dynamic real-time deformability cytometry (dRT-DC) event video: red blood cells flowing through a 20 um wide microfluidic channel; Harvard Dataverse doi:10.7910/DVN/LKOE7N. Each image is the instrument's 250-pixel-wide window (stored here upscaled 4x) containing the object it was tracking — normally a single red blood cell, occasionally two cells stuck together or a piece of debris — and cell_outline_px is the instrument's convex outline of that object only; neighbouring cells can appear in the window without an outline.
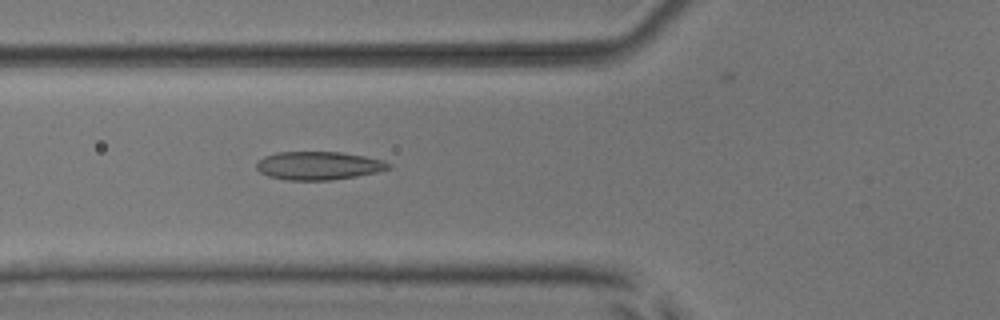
{"species": "common noctule bat (a hibernating species)", "species_latin": "Nyctalus noctula", "temperature_condition": "room temperature", "stored_images_in_passage": 48, "camera_frame_rate_fps": 3000, "um_per_image_px": 0.085, "animal": {"sex": "male", "body_mass_g": 17.9, "forearm_length_mm": 54.2}, "frame": {"image": 1, "passage_image": 20, "time_ms": 6.333, "image_size_px": [1000, 320], "cell_outline_px": [[392, 168], [376, 172], [356, 176], [332, 180], [284, 180], [268, 176], [260, 172], [256, 168], [256, 164], [264, 156], [276, 152], [340, 152], [364, 156], [384, 160], [392, 164]], "centroid_in_image_um": [27.09, 14.08], "position_along_channel_um": 98.7, "area_um2": 21.85}}
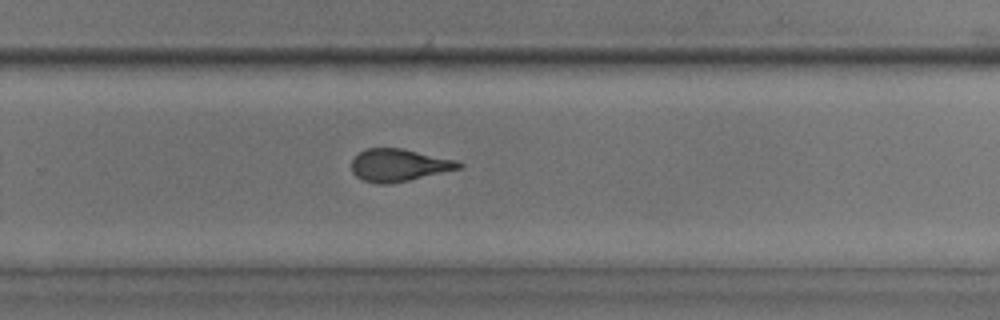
{"frame": {"image": 2, "passage_image": 35, "time_ms": 11.333, "image_size_px": [1000, 320], "cell_outline_px": [[464, 164], [460, 168], [408, 180], [388, 184], [376, 184], [364, 180], [356, 176], [352, 172], [352, 160], [360, 152], [368, 148], [400, 148], [456, 160]], "centroid_in_image_um": [33.88, 14.04], "position_along_channel_um": 295.9, "area_um2": 19.94}}
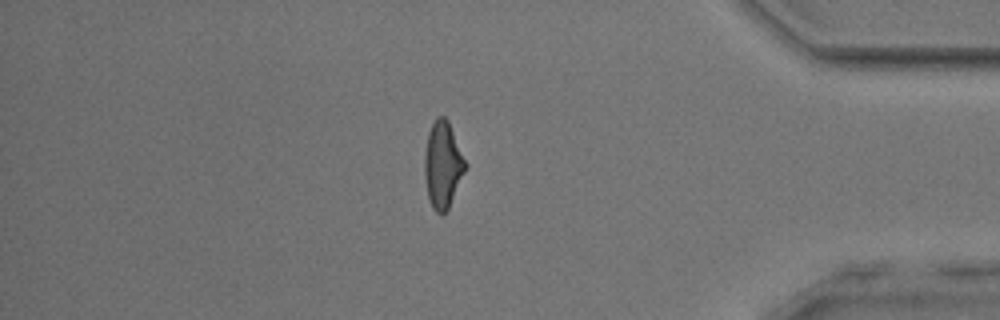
{"frame": {"image": 3, "passage_image": 45, "time_ms": 14.667, "image_size_px": [1000, 320], "cell_outline_px": [[468, 164], [448, 208], [440, 216], [432, 208], [428, 200], [424, 176], [424, 156], [428, 132], [436, 116], [444, 116], [448, 120]], "centroid_in_image_um": [37.62, 14.0], "position_along_channel_um": 397.6, "area_um2": 20.75}}